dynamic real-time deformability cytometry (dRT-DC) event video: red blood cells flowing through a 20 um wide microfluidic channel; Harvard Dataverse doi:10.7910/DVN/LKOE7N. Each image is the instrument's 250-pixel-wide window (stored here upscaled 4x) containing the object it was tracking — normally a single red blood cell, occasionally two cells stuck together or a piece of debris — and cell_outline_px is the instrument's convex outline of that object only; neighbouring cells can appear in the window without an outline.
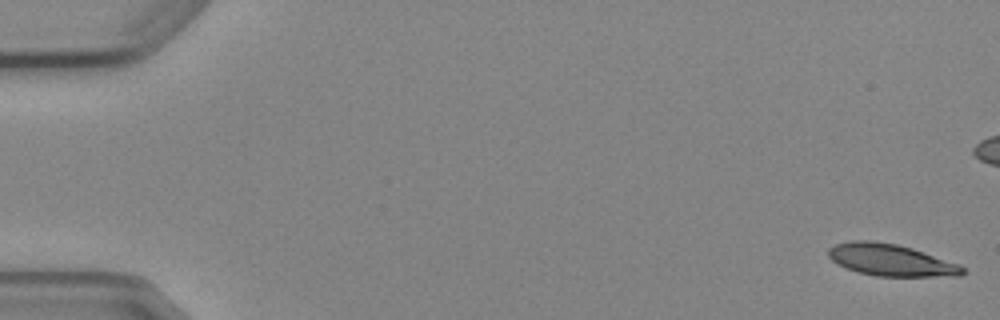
{"species": "Egyptian fruit bat (a non-hibernating species)", "species_latin": "Rousettus aegyptiacus", "temperature_condition": "cold", "stored_images_in_passage": 6, "camera_frame_rate_fps": 3000, "um_per_image_px": 0.085, "animal": {"sex": "female"}, "frame": {"image": 1, "passage_image": 1, "time_ms": 0.0, "image_size_px": [1000, 320], "cell_outline_px": [[964, 272], [960, 276], [876, 276], [856, 272], [836, 264], [828, 256], [828, 248], [836, 244], [852, 240], [872, 240], [896, 244], [912, 248], [960, 264], [964, 268]], "centroid_in_image_um": [75.69, 22.1], "position_along_channel_um": 9.3, "area_um2": 25.03}}